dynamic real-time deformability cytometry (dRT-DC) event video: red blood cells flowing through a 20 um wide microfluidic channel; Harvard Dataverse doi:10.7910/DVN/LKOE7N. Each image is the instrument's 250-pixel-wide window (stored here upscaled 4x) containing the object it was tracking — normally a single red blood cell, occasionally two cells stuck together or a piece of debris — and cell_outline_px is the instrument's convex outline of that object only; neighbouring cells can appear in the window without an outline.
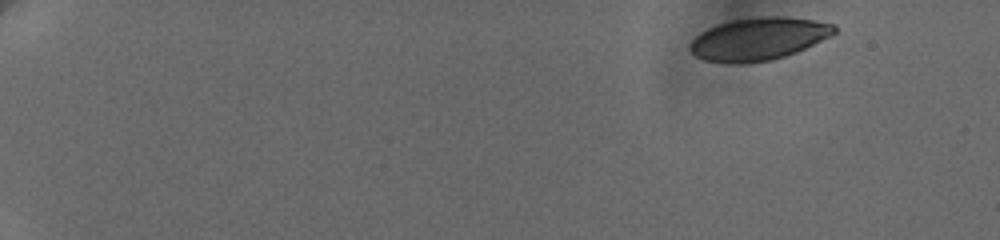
{"species": "human", "species_latin": "Homo sapiens", "temperature_condition": "cold", "stored_images_in_passage": 8, "camera_frame_rate_fps": 3000, "um_per_image_px": 0.085, "donor": {"sex": "female"}, "frame": {"image": 1, "passage_image": 1, "time_ms": 0.0, "image_size_px": [1000, 240], "cell_outline_px": [[836, 32], [796, 52], [772, 60], [744, 64], [740, 64], [704, 60], [696, 56], [688, 48], [688, 44], [700, 32], [708, 28], [720, 24], [736, 20], [764, 16], [784, 16], [812, 20], [836, 24]], "centroid_in_image_um": [64.45, 3.31], "position_along_channel_um": 20.5, "area_um2": 35.49}}
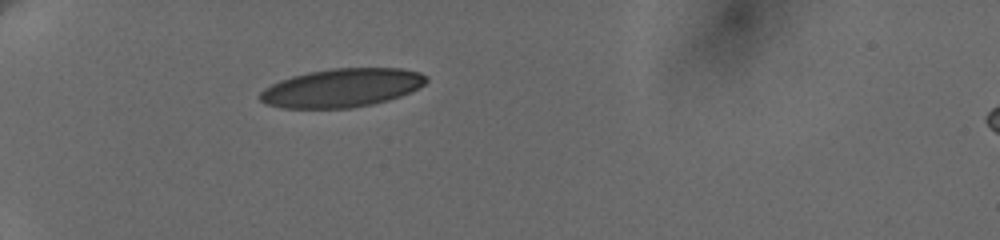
{"frame": {"image": 2, "passage_image": 6, "time_ms": 4.667, "image_size_px": [1000, 240], "cell_outline_px": [[428, 80], [424, 84], [400, 96], [388, 100], [372, 104], [352, 108], [284, 108], [264, 104], [256, 96], [264, 88], [280, 80], [292, 76], [308, 72], [332, 68], [404, 68], [420, 72], [428, 76]], "centroid_in_image_um": [29.03, 7.46], "position_along_channel_um": 56.0, "area_um2": 37.51}}
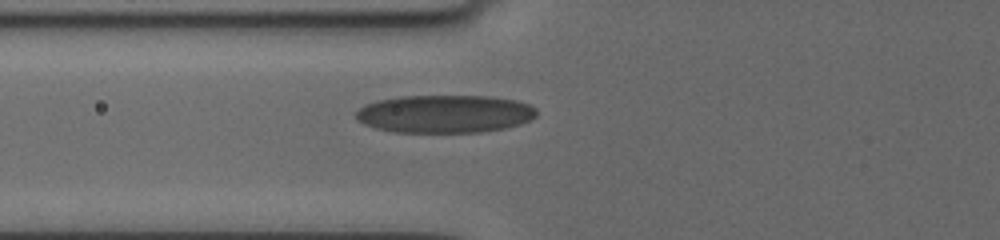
{"frame": {"image": 3, "passage_image": 8, "time_ms": 6.333, "image_size_px": [1000, 240], "cell_outline_px": [[536, 116], [532, 120], [520, 124], [504, 128], [480, 132], [396, 132], [376, 128], [364, 124], [356, 120], [356, 112], [364, 104], [380, 100], [400, 96], [488, 96], [516, 100], [528, 104], [536, 108]], "centroid_in_image_um": [37.81, 9.68], "position_along_channel_um": 88.0, "area_um2": 39.94}}